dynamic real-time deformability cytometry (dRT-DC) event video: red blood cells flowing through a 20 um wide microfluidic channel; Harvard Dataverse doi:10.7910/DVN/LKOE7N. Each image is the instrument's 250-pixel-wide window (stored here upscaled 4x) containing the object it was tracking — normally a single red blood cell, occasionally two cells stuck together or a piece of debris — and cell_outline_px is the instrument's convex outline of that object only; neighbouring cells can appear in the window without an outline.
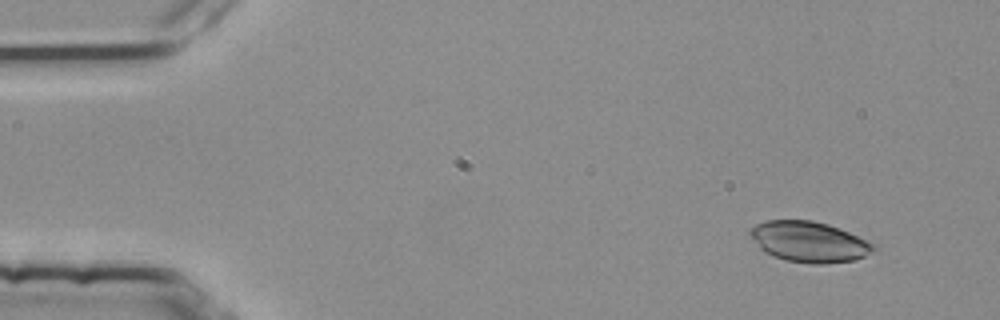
{"species": "common noctule bat (a hibernating species)", "species_latin": "Nyctalus noctula", "temperature_condition": "room temperature", "stored_images_in_passage": 5, "camera_frame_rate_fps": 3000, "um_per_image_px": 0.085, "animal": {"sex": "female", "body_mass_g": 25.1}, "frame": {"image": 1, "passage_image": 1, "time_ms": 0.0, "image_size_px": [1000, 320], "cell_outline_px": [[880, 248], [876, 252], [856, 260], [824, 264], [812, 264], [784, 260], [764, 252], [760, 248], [748, 232], [756, 224], [764, 220], [812, 220], [828, 224], [840, 228], [876, 244]], "centroid_in_image_um": [68.85, 20.56], "position_along_channel_um": 16.2, "area_um2": 29.65}}
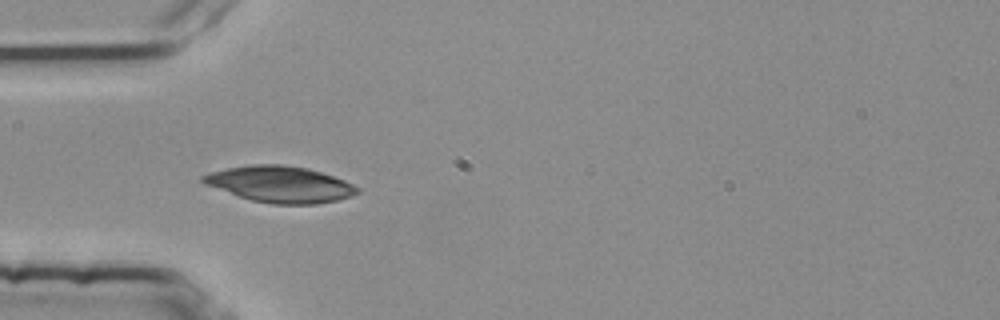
{"frame": {"image": 2, "passage_image": 4, "time_ms": 1.0, "image_size_px": [1000, 320], "cell_outline_px": [[360, 192], [352, 196], [336, 200], [316, 204], [272, 204], [252, 200], [204, 184], [200, 180], [200, 176], [208, 172], [228, 168], [252, 164], [280, 164], [308, 168], [344, 180], [360, 188]], "centroid_in_image_um": [23.8, 15.66], "position_along_channel_um": 61.2, "area_um2": 32.48}}